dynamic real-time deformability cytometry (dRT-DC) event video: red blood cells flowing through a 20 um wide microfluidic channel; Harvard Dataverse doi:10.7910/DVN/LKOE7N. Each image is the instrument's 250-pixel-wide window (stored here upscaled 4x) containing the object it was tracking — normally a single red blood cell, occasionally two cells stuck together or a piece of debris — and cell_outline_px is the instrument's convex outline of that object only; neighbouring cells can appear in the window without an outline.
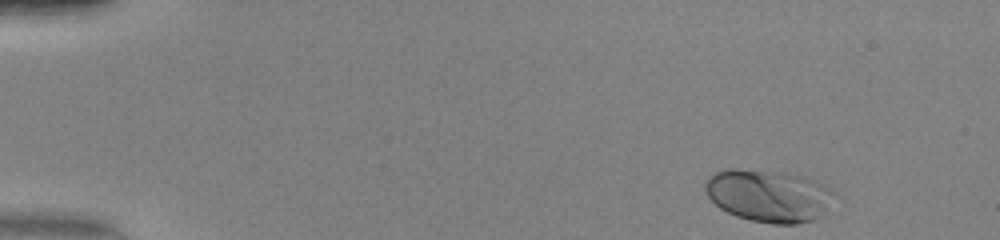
{"species": "human", "species_latin": "Homo sapiens", "temperature_condition": "warm", "stored_images_in_passage": 24, "camera_frame_rate_fps": 3000, "um_per_image_px": 0.085, "donor": {"sex": "female"}, "frame": {"image": 1, "passage_image": 1, "time_ms": 0.0, "image_size_px": [1000, 240], "cell_outline_px": [[832, 188], [820, 216], [812, 220], [796, 224], [772, 224], [748, 220], [736, 216], [720, 208], [708, 196], [704, 188], [704, 184], [708, 176], [712, 172], [728, 168], [736, 168], [788, 172], [804, 176], [816, 180]], "centroid_in_image_um": [65.23, 16.6], "position_along_channel_um": 19.8, "area_um2": 39.3}}
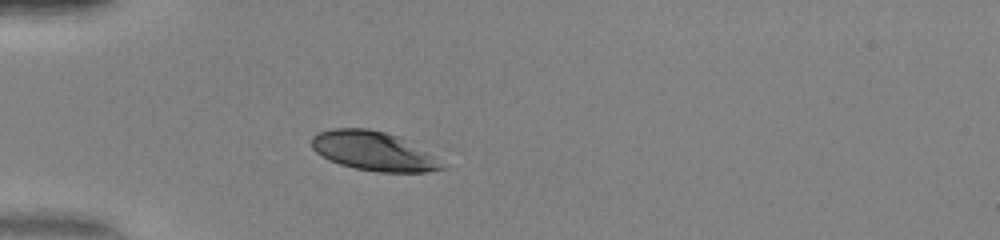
{"frame": {"image": 2, "passage_image": 11, "time_ms": 3.333, "image_size_px": [1000, 240], "cell_outline_px": [[448, 168], [428, 172], [376, 172], [356, 168], [340, 164], [328, 160], [316, 152], [312, 148], [312, 136], [316, 132], [332, 128], [368, 128], [400, 136], [432, 156], [444, 164]], "centroid_in_image_um": [31.71, 12.84], "position_along_channel_um": 53.3, "area_um2": 29.71}}
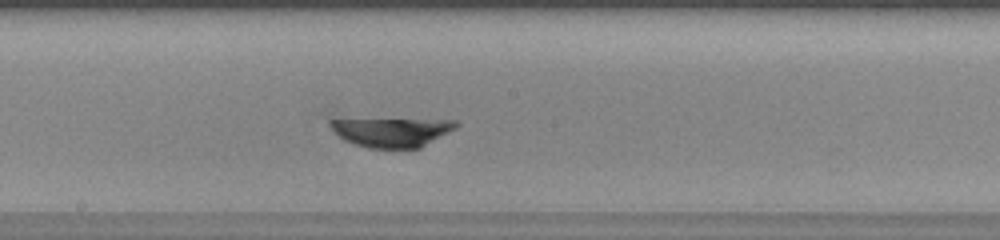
{"frame": {"image": 3, "passage_image": 24, "time_ms": 7.667, "image_size_px": [1000, 240], "cell_outline_px": [[460, 124], [456, 128], [420, 148], [368, 148], [352, 144], [344, 140], [328, 124], [328, 120], [456, 120]], "centroid_in_image_um": [33.33, 11.24], "position_along_channel_um": 214.9, "area_um2": 20.98}}